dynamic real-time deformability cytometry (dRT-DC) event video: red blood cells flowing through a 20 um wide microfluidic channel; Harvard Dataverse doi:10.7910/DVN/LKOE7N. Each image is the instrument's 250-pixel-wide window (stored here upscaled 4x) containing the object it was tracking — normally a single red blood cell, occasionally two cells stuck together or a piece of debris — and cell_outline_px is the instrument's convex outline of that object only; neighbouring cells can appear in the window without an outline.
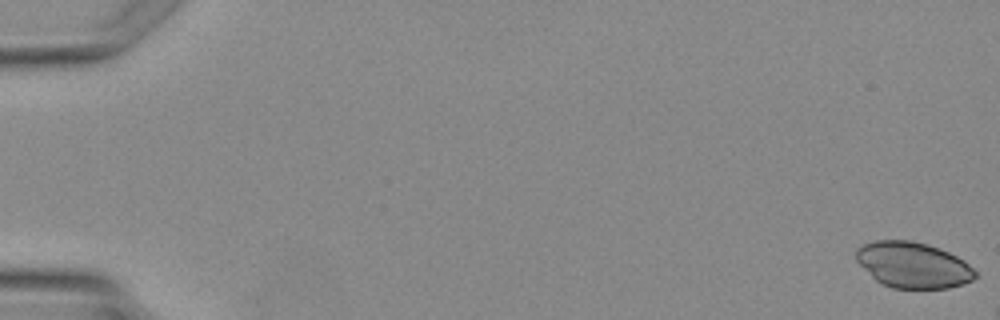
{"species": "Egyptian fruit bat (a non-hibernating species)", "species_latin": "Rousettus aegyptiacus", "temperature_condition": "warm", "stored_images_in_passage": 4, "camera_frame_rate_fps": 3000, "um_per_image_px": 0.085, "animal": {"sex": "female"}, "frame": {"image": 1, "passage_image": 1, "time_ms": 0.0, "image_size_px": [1000, 320], "cell_outline_px": [[976, 276], [972, 280], [964, 284], [948, 288], [892, 288], [876, 280], [856, 260], [856, 248], [864, 244], [876, 240], [912, 240], [928, 244], [948, 252], [964, 260], [976, 272]], "centroid_in_image_um": [77.61, 22.52], "position_along_channel_um": 7.4, "area_um2": 31.67}}